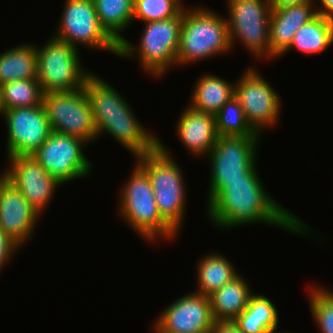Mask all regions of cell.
<instances>
[{
  "label": "cell",
  "mask_w": 333,
  "mask_h": 333,
  "mask_svg": "<svg viewBox=\"0 0 333 333\" xmlns=\"http://www.w3.org/2000/svg\"><path fill=\"white\" fill-rule=\"evenodd\" d=\"M209 182L206 213L212 226L218 229L230 230L237 226L263 223L307 238L311 232L315 233L307 222L266 192L256 165L244 176V180Z\"/></svg>",
  "instance_id": "1"
},
{
  "label": "cell",
  "mask_w": 333,
  "mask_h": 333,
  "mask_svg": "<svg viewBox=\"0 0 333 333\" xmlns=\"http://www.w3.org/2000/svg\"><path fill=\"white\" fill-rule=\"evenodd\" d=\"M173 158L159 138V145L135 162L148 175L161 217L180 233L186 213L187 185L183 170Z\"/></svg>",
  "instance_id": "2"
},
{
  "label": "cell",
  "mask_w": 333,
  "mask_h": 333,
  "mask_svg": "<svg viewBox=\"0 0 333 333\" xmlns=\"http://www.w3.org/2000/svg\"><path fill=\"white\" fill-rule=\"evenodd\" d=\"M190 6L183 9L177 67L208 60L232 50L226 16L202 5Z\"/></svg>",
  "instance_id": "3"
},
{
  "label": "cell",
  "mask_w": 333,
  "mask_h": 333,
  "mask_svg": "<svg viewBox=\"0 0 333 333\" xmlns=\"http://www.w3.org/2000/svg\"><path fill=\"white\" fill-rule=\"evenodd\" d=\"M122 185L117 210L134 233L153 243L176 239L179 233L161 217L148 175L136 163Z\"/></svg>",
  "instance_id": "4"
},
{
  "label": "cell",
  "mask_w": 333,
  "mask_h": 333,
  "mask_svg": "<svg viewBox=\"0 0 333 333\" xmlns=\"http://www.w3.org/2000/svg\"><path fill=\"white\" fill-rule=\"evenodd\" d=\"M182 20L183 10L170 19L143 23L145 25L139 43L134 45L125 38L118 46V57L133 59L136 54L146 74L158 79L164 77L171 67L177 66Z\"/></svg>",
  "instance_id": "5"
},
{
  "label": "cell",
  "mask_w": 333,
  "mask_h": 333,
  "mask_svg": "<svg viewBox=\"0 0 333 333\" xmlns=\"http://www.w3.org/2000/svg\"><path fill=\"white\" fill-rule=\"evenodd\" d=\"M49 39L44 46H36L37 80L42 92L84 88L92 71L82 64L79 49L53 36Z\"/></svg>",
  "instance_id": "6"
},
{
  "label": "cell",
  "mask_w": 333,
  "mask_h": 333,
  "mask_svg": "<svg viewBox=\"0 0 333 333\" xmlns=\"http://www.w3.org/2000/svg\"><path fill=\"white\" fill-rule=\"evenodd\" d=\"M227 23L232 50L242 43L250 54L270 60V15L268 0H226ZM235 43V44H234Z\"/></svg>",
  "instance_id": "7"
},
{
  "label": "cell",
  "mask_w": 333,
  "mask_h": 333,
  "mask_svg": "<svg viewBox=\"0 0 333 333\" xmlns=\"http://www.w3.org/2000/svg\"><path fill=\"white\" fill-rule=\"evenodd\" d=\"M43 106L52 131L80 138L88 145L98 140L91 105L84 88L45 93Z\"/></svg>",
  "instance_id": "8"
},
{
  "label": "cell",
  "mask_w": 333,
  "mask_h": 333,
  "mask_svg": "<svg viewBox=\"0 0 333 333\" xmlns=\"http://www.w3.org/2000/svg\"><path fill=\"white\" fill-rule=\"evenodd\" d=\"M62 12L53 37L77 49L80 44L118 56V45L101 28L93 0H65Z\"/></svg>",
  "instance_id": "9"
},
{
  "label": "cell",
  "mask_w": 333,
  "mask_h": 333,
  "mask_svg": "<svg viewBox=\"0 0 333 333\" xmlns=\"http://www.w3.org/2000/svg\"><path fill=\"white\" fill-rule=\"evenodd\" d=\"M241 74L235 82V97L251 128L262 136L279 121L281 98L257 68L248 67Z\"/></svg>",
  "instance_id": "10"
},
{
  "label": "cell",
  "mask_w": 333,
  "mask_h": 333,
  "mask_svg": "<svg viewBox=\"0 0 333 333\" xmlns=\"http://www.w3.org/2000/svg\"><path fill=\"white\" fill-rule=\"evenodd\" d=\"M87 145L80 138L52 131L31 155L63 185L74 179H86L92 173V162L84 154Z\"/></svg>",
  "instance_id": "11"
},
{
  "label": "cell",
  "mask_w": 333,
  "mask_h": 333,
  "mask_svg": "<svg viewBox=\"0 0 333 333\" xmlns=\"http://www.w3.org/2000/svg\"><path fill=\"white\" fill-rule=\"evenodd\" d=\"M261 135L223 137L218 139L206 156L210 164L209 181L244 180V176L257 164V151Z\"/></svg>",
  "instance_id": "12"
},
{
  "label": "cell",
  "mask_w": 333,
  "mask_h": 333,
  "mask_svg": "<svg viewBox=\"0 0 333 333\" xmlns=\"http://www.w3.org/2000/svg\"><path fill=\"white\" fill-rule=\"evenodd\" d=\"M7 158L33 154L52 132L43 103L4 111Z\"/></svg>",
  "instance_id": "13"
},
{
  "label": "cell",
  "mask_w": 333,
  "mask_h": 333,
  "mask_svg": "<svg viewBox=\"0 0 333 333\" xmlns=\"http://www.w3.org/2000/svg\"><path fill=\"white\" fill-rule=\"evenodd\" d=\"M153 322V333H210L213 318L209 296L191 292L174 300Z\"/></svg>",
  "instance_id": "14"
},
{
  "label": "cell",
  "mask_w": 333,
  "mask_h": 333,
  "mask_svg": "<svg viewBox=\"0 0 333 333\" xmlns=\"http://www.w3.org/2000/svg\"><path fill=\"white\" fill-rule=\"evenodd\" d=\"M7 161L9 163L7 165L9 182L42 216L48 205L51 204L50 201L53 200L55 191L62 184L51 176L33 155H16L9 157Z\"/></svg>",
  "instance_id": "15"
},
{
  "label": "cell",
  "mask_w": 333,
  "mask_h": 333,
  "mask_svg": "<svg viewBox=\"0 0 333 333\" xmlns=\"http://www.w3.org/2000/svg\"><path fill=\"white\" fill-rule=\"evenodd\" d=\"M40 218L23 194L8 182L0 196V230L23 247L36 233Z\"/></svg>",
  "instance_id": "16"
},
{
  "label": "cell",
  "mask_w": 333,
  "mask_h": 333,
  "mask_svg": "<svg viewBox=\"0 0 333 333\" xmlns=\"http://www.w3.org/2000/svg\"><path fill=\"white\" fill-rule=\"evenodd\" d=\"M176 123L177 137L190 154L205 157L211 152L218 139L215 115L187 105Z\"/></svg>",
  "instance_id": "17"
},
{
  "label": "cell",
  "mask_w": 333,
  "mask_h": 333,
  "mask_svg": "<svg viewBox=\"0 0 333 333\" xmlns=\"http://www.w3.org/2000/svg\"><path fill=\"white\" fill-rule=\"evenodd\" d=\"M135 114L107 118L98 128L97 137L108 134L118 141L135 158L153 151L159 145V137L145 128Z\"/></svg>",
  "instance_id": "18"
},
{
  "label": "cell",
  "mask_w": 333,
  "mask_h": 333,
  "mask_svg": "<svg viewBox=\"0 0 333 333\" xmlns=\"http://www.w3.org/2000/svg\"><path fill=\"white\" fill-rule=\"evenodd\" d=\"M316 15L315 3L272 10L270 15V60L278 59L289 48L296 31Z\"/></svg>",
  "instance_id": "19"
},
{
  "label": "cell",
  "mask_w": 333,
  "mask_h": 333,
  "mask_svg": "<svg viewBox=\"0 0 333 333\" xmlns=\"http://www.w3.org/2000/svg\"><path fill=\"white\" fill-rule=\"evenodd\" d=\"M85 92L88 96L96 129L107 119L134 114L131 105L105 79L93 72L87 77Z\"/></svg>",
  "instance_id": "20"
},
{
  "label": "cell",
  "mask_w": 333,
  "mask_h": 333,
  "mask_svg": "<svg viewBox=\"0 0 333 333\" xmlns=\"http://www.w3.org/2000/svg\"><path fill=\"white\" fill-rule=\"evenodd\" d=\"M239 274L231 282L209 295L215 321H234L246 308L253 295L249 281Z\"/></svg>",
  "instance_id": "21"
},
{
  "label": "cell",
  "mask_w": 333,
  "mask_h": 333,
  "mask_svg": "<svg viewBox=\"0 0 333 333\" xmlns=\"http://www.w3.org/2000/svg\"><path fill=\"white\" fill-rule=\"evenodd\" d=\"M193 87L189 106L215 115L222 106L235 97V83L214 74H202Z\"/></svg>",
  "instance_id": "22"
},
{
  "label": "cell",
  "mask_w": 333,
  "mask_h": 333,
  "mask_svg": "<svg viewBox=\"0 0 333 333\" xmlns=\"http://www.w3.org/2000/svg\"><path fill=\"white\" fill-rule=\"evenodd\" d=\"M197 265V288L194 292L205 296L219 290L240 274L233 263L219 252L205 254Z\"/></svg>",
  "instance_id": "23"
},
{
  "label": "cell",
  "mask_w": 333,
  "mask_h": 333,
  "mask_svg": "<svg viewBox=\"0 0 333 333\" xmlns=\"http://www.w3.org/2000/svg\"><path fill=\"white\" fill-rule=\"evenodd\" d=\"M276 305L264 294L254 293L247 308L234 320L243 333H278L279 313Z\"/></svg>",
  "instance_id": "24"
},
{
  "label": "cell",
  "mask_w": 333,
  "mask_h": 333,
  "mask_svg": "<svg viewBox=\"0 0 333 333\" xmlns=\"http://www.w3.org/2000/svg\"><path fill=\"white\" fill-rule=\"evenodd\" d=\"M24 43L0 53V85L37 78V47Z\"/></svg>",
  "instance_id": "25"
},
{
  "label": "cell",
  "mask_w": 333,
  "mask_h": 333,
  "mask_svg": "<svg viewBox=\"0 0 333 333\" xmlns=\"http://www.w3.org/2000/svg\"><path fill=\"white\" fill-rule=\"evenodd\" d=\"M101 28L119 46L133 24L134 0H93ZM123 31V32H122Z\"/></svg>",
  "instance_id": "26"
},
{
  "label": "cell",
  "mask_w": 333,
  "mask_h": 333,
  "mask_svg": "<svg viewBox=\"0 0 333 333\" xmlns=\"http://www.w3.org/2000/svg\"><path fill=\"white\" fill-rule=\"evenodd\" d=\"M333 44V22L317 14L312 20L300 27L289 46L280 56L286 55L291 49L304 54L324 52Z\"/></svg>",
  "instance_id": "27"
},
{
  "label": "cell",
  "mask_w": 333,
  "mask_h": 333,
  "mask_svg": "<svg viewBox=\"0 0 333 333\" xmlns=\"http://www.w3.org/2000/svg\"><path fill=\"white\" fill-rule=\"evenodd\" d=\"M1 94L5 110L39 106L44 95L37 78L5 83L1 85Z\"/></svg>",
  "instance_id": "28"
},
{
  "label": "cell",
  "mask_w": 333,
  "mask_h": 333,
  "mask_svg": "<svg viewBox=\"0 0 333 333\" xmlns=\"http://www.w3.org/2000/svg\"><path fill=\"white\" fill-rule=\"evenodd\" d=\"M215 123L218 136L244 137L260 135L247 122L244 110L236 97L227 101L215 114Z\"/></svg>",
  "instance_id": "29"
},
{
  "label": "cell",
  "mask_w": 333,
  "mask_h": 333,
  "mask_svg": "<svg viewBox=\"0 0 333 333\" xmlns=\"http://www.w3.org/2000/svg\"><path fill=\"white\" fill-rule=\"evenodd\" d=\"M309 307L320 333H333V290L323 286H309Z\"/></svg>",
  "instance_id": "30"
},
{
  "label": "cell",
  "mask_w": 333,
  "mask_h": 333,
  "mask_svg": "<svg viewBox=\"0 0 333 333\" xmlns=\"http://www.w3.org/2000/svg\"><path fill=\"white\" fill-rule=\"evenodd\" d=\"M184 8L176 0H134L133 22H149L170 19Z\"/></svg>",
  "instance_id": "31"
},
{
  "label": "cell",
  "mask_w": 333,
  "mask_h": 333,
  "mask_svg": "<svg viewBox=\"0 0 333 333\" xmlns=\"http://www.w3.org/2000/svg\"><path fill=\"white\" fill-rule=\"evenodd\" d=\"M20 248L23 247L11 236L0 230V273L2 269H4V266L6 267V264L13 259Z\"/></svg>",
  "instance_id": "32"
},
{
  "label": "cell",
  "mask_w": 333,
  "mask_h": 333,
  "mask_svg": "<svg viewBox=\"0 0 333 333\" xmlns=\"http://www.w3.org/2000/svg\"><path fill=\"white\" fill-rule=\"evenodd\" d=\"M210 333H243L234 321H215Z\"/></svg>",
  "instance_id": "33"
},
{
  "label": "cell",
  "mask_w": 333,
  "mask_h": 333,
  "mask_svg": "<svg viewBox=\"0 0 333 333\" xmlns=\"http://www.w3.org/2000/svg\"><path fill=\"white\" fill-rule=\"evenodd\" d=\"M315 2H317L315 4H318L316 6L317 14L333 22V0H315Z\"/></svg>",
  "instance_id": "34"
},
{
  "label": "cell",
  "mask_w": 333,
  "mask_h": 333,
  "mask_svg": "<svg viewBox=\"0 0 333 333\" xmlns=\"http://www.w3.org/2000/svg\"><path fill=\"white\" fill-rule=\"evenodd\" d=\"M271 10H277L286 6L300 5L304 3H316L315 0H268Z\"/></svg>",
  "instance_id": "35"
},
{
  "label": "cell",
  "mask_w": 333,
  "mask_h": 333,
  "mask_svg": "<svg viewBox=\"0 0 333 333\" xmlns=\"http://www.w3.org/2000/svg\"><path fill=\"white\" fill-rule=\"evenodd\" d=\"M4 171L0 173V196L3 188L6 186V184L9 182V173H8V168L5 167L3 169Z\"/></svg>",
  "instance_id": "36"
},
{
  "label": "cell",
  "mask_w": 333,
  "mask_h": 333,
  "mask_svg": "<svg viewBox=\"0 0 333 333\" xmlns=\"http://www.w3.org/2000/svg\"><path fill=\"white\" fill-rule=\"evenodd\" d=\"M4 111H5V109H4L3 103H2V94H1V85H0V115L3 116Z\"/></svg>",
  "instance_id": "37"
},
{
  "label": "cell",
  "mask_w": 333,
  "mask_h": 333,
  "mask_svg": "<svg viewBox=\"0 0 333 333\" xmlns=\"http://www.w3.org/2000/svg\"><path fill=\"white\" fill-rule=\"evenodd\" d=\"M183 8H186V6H184V2H183V0H176Z\"/></svg>",
  "instance_id": "38"
}]
</instances>
